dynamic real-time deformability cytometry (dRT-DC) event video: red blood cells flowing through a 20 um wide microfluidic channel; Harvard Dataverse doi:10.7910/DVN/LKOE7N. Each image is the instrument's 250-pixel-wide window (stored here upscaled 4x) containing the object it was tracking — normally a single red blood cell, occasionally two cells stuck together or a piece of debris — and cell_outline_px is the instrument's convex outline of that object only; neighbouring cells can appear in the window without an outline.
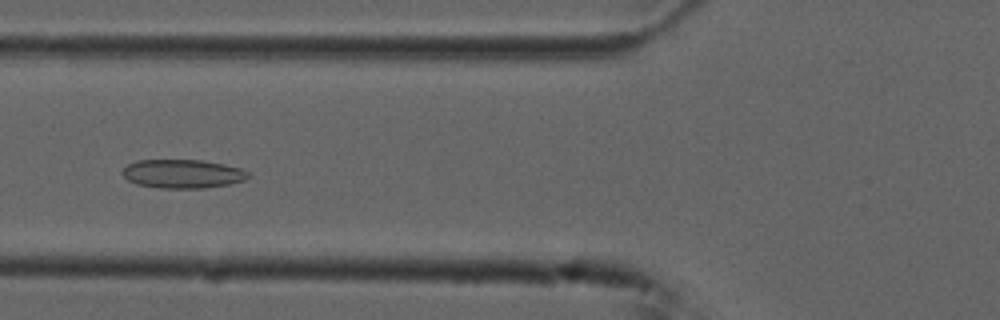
{"species": "common noctule bat (a hibernating species)", "species_latin": "Nyctalus noctula", "temperature_condition": "cold", "stored_images_in_passage": 40, "camera_frame_rate_fps": 3000, "um_per_image_px": 0.085, "animal": {"sex": "male", "forearm_length_mm": 52.5}, "frame": {"image": 1, "passage_image": 8, "time_ms": 2.333, "image_size_px": [1000, 320], "cell_outline_px": [[248, 176], [244, 180], [228, 184], [204, 188], [160, 188], [136, 184], [128, 180], [120, 172], [128, 164], [140, 160], [200, 160], [224, 164], [240, 168], [248, 172]], "centroid_in_image_um": [15.49, 14.77], "position_along_channel_um": 110.3, "area_um2": 20.92}}
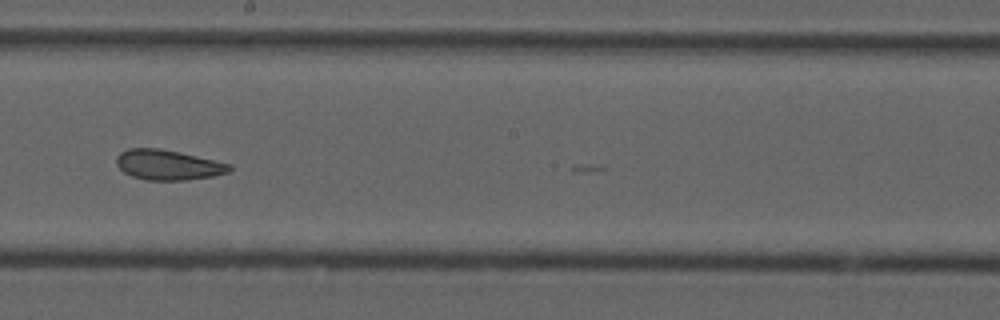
{"frame": {"image": 2, "passage_image": 18, "time_ms": 5.667, "image_size_px": [1000, 320], "cell_outline_px": [[232, 168], [228, 172], [212, 176], [188, 180], [148, 180], [132, 176], [124, 172], [116, 164], [116, 156], [120, 152], [128, 148], [160, 148], [180, 152], [232, 164]], "centroid_in_image_um": [14.27, 14.01], "position_along_channel_um": 233.9, "area_um2": 19.88}}
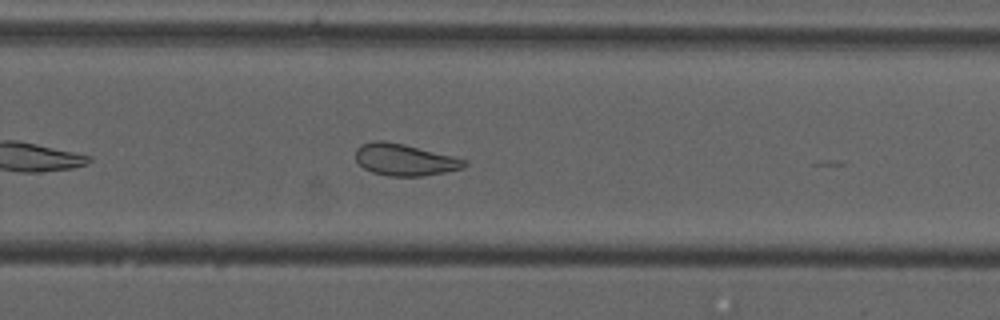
{"frame": {"image": 3, "passage_image": 23, "time_ms": 7.333, "image_size_px": [1000, 320], "cell_outline_px": [[468, 164], [464, 168], [424, 176], [388, 176], [372, 172], [364, 168], [356, 160], [356, 148], [360, 144], [376, 140], [384, 140], [404, 144], [468, 160]], "centroid_in_image_um": [34.39, 13.57], "position_along_channel_um": 295.4, "area_um2": 20.17}, "authors_computed_cell_mechanics": {"area_um2": 20.4612, "velocity_mm_per_s": 3.7007, "shape_relaxation_time_tau1_ms": null, "shape_relaxation_time_tau2_ms": 2.2671, "deformation_change_tau1": null, "deformation_change_tau2": 0.0758}}